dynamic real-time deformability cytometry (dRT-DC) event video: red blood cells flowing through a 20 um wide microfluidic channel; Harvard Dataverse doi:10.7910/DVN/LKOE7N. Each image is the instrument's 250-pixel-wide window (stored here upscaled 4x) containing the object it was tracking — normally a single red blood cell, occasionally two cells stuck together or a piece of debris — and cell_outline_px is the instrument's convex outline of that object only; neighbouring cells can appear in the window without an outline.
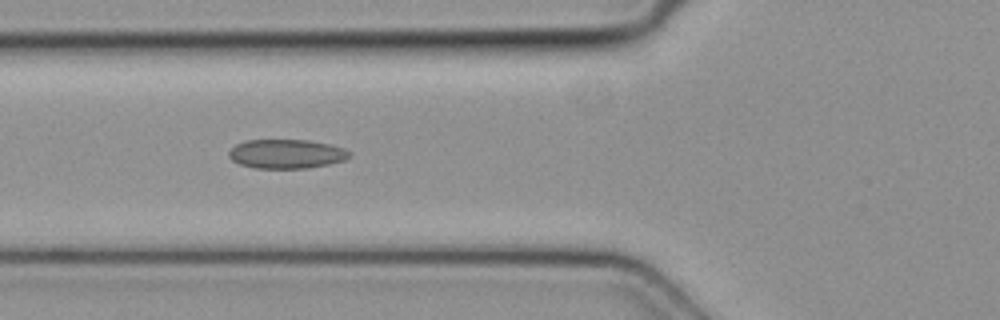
{"species": "common noctule bat (a hibernating species)", "species_latin": "Nyctalus noctula", "temperature_condition": "cold", "stored_images_in_passage": 6, "camera_frame_rate_fps": 3000, "um_per_image_px": 0.085, "animal": {"sex": "female", "body_mass_g": 19.3, "forearm_length_mm": 54.1}, "frame": {"image": 1, "passage_image": 4, "time_ms": 1.0, "image_size_px": [1000, 320], "cell_outline_px": [[352, 152], [344, 160], [328, 164], [308, 168], [256, 168], [240, 164], [232, 160], [228, 156], [228, 152], [236, 144], [248, 140], [308, 140], [328, 144], [344, 148]], "centroid_in_image_um": [24.34, 13.08], "position_along_channel_um": 101.5, "area_um2": 20.35}}
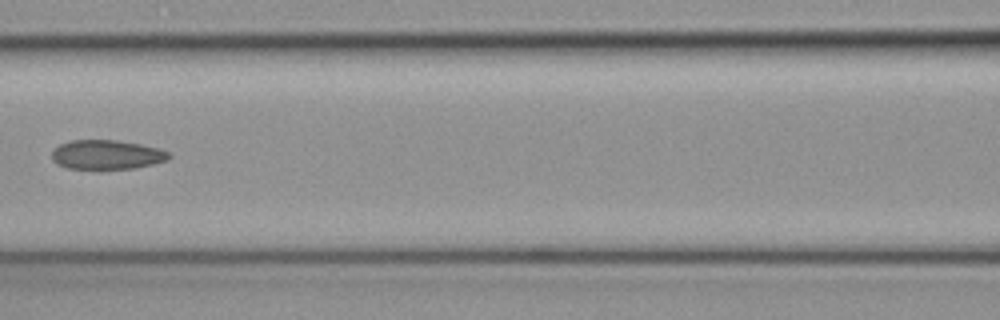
{"frame": {"image": 2, "passage_image": 5, "time_ms": 1.333, "image_size_px": [1000, 320], "cell_outline_px": [[172, 156], [168, 160], [136, 168], [100, 172], [96, 172], [68, 168], [56, 164], [52, 160], [52, 152], [60, 144], [72, 140], [116, 140], [140, 144], [160, 148], [168, 152]], "centroid_in_image_um": [9.07, 13.2], "position_along_channel_um": 157.5, "area_um2": 20.92}}